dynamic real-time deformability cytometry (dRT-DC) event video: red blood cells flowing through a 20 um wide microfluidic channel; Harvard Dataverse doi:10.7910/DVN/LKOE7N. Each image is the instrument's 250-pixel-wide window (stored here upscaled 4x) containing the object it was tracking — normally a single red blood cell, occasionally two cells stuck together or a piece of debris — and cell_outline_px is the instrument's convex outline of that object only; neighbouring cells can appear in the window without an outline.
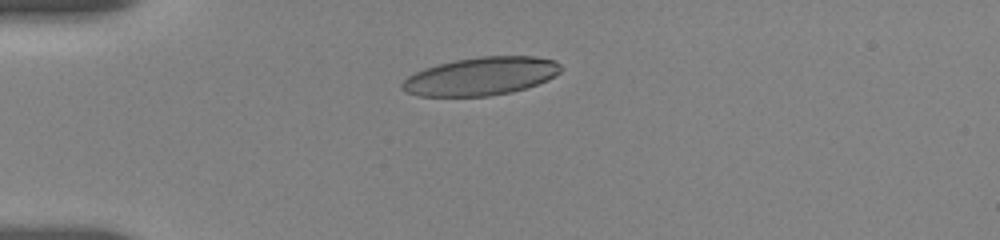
{"species": "human", "species_latin": "Homo sapiens", "temperature_condition": "room temperature", "stored_images_in_passage": 39, "camera_frame_rate_fps": 3000, "um_per_image_px": 0.085, "donor": {"sex": "female"}, "frame": {"image": 1, "passage_image": 1, "time_ms": 0.0, "image_size_px": [1000, 240], "cell_outline_px": [[564, 68], [560, 72], [548, 80], [512, 92], [488, 96], [416, 96], [400, 88], [400, 84], [408, 76], [424, 68], [456, 60], [480, 56], [536, 56], [556, 60]], "centroid_in_image_um": [40.9, 6.48], "position_along_channel_um": 44.1, "area_um2": 35.32}}
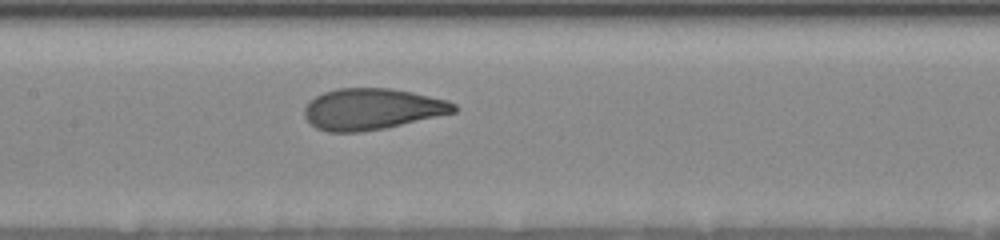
{"frame": {"image": 2, "passage_image": 15, "time_ms": 4.333, "image_size_px": [1000, 240], "cell_outline_px": [[456, 112], [384, 128], [360, 132], [328, 132], [316, 128], [304, 116], [304, 108], [316, 96], [324, 92], [336, 88], [392, 88], [412, 92], [448, 100], [456, 104]], "centroid_in_image_um": [31.62, 9.26], "position_along_channel_um": 175.8, "area_um2": 35.78}}
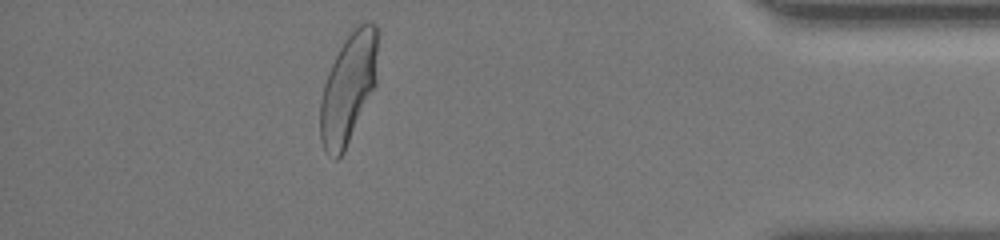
{"frame": {"image": 3, "passage_image": 33, "time_ms": 11.667, "image_size_px": [1000, 240], "cell_outline_px": [[376, 84], [344, 152], [336, 160], [324, 152], [320, 140], [320, 100], [324, 84], [328, 72], [340, 48], [348, 36], [364, 20], [368, 20], [376, 24]], "centroid_in_image_um": [29.58, 7.55], "position_along_channel_um": 405.6, "area_um2": 36.41}, "authors_computed_cell_mechanics": {"area_um2": 36.414, "velocity_mm_per_s": 3.6791, "shape_relaxation_time_tau1_ms": 4.3103, "shape_relaxation_time_tau2_ms": 0.8829, "deformation_change_tau1": 0.1789, "deformation_change_tau2": 0.0807}}